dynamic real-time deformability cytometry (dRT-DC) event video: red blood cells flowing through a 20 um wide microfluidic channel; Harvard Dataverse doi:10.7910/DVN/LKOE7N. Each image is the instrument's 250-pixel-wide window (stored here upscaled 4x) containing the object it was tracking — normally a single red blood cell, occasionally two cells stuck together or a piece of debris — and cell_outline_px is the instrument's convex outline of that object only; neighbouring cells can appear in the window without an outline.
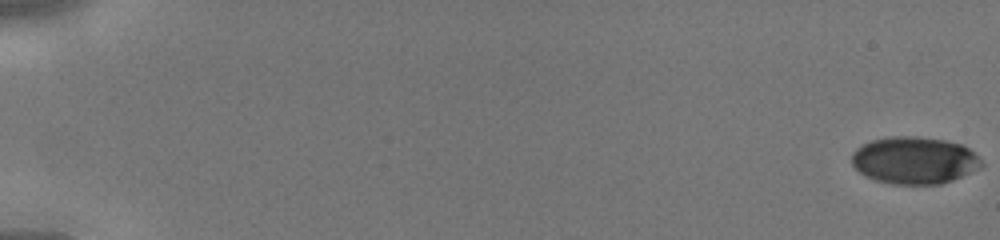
{"species": "human", "species_latin": "Homo sapiens", "temperature_condition": "cold", "stored_images_in_passage": 46, "camera_frame_rate_fps": 3000, "um_per_image_px": 0.085, "donor": {"sex": "male"}, "frame": {"image": 1, "passage_image": 1, "time_ms": 0.0, "image_size_px": [1000, 240], "cell_outline_px": [[984, 164], [980, 168], [952, 180], [940, 184], [892, 184], [876, 180], [864, 176], [852, 164], [852, 152], [856, 148], [872, 140], [888, 136], [916, 136], [944, 140], [960, 144], [968, 148]], "centroid_in_image_um": [77.69, 13.63], "position_along_channel_um": 7.3, "area_um2": 35.55}}
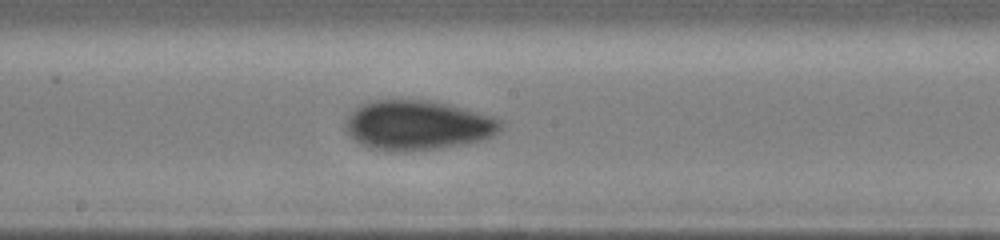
{"frame": {"image": 2, "passage_image": 27, "time_ms": 8.667, "image_size_px": [1000, 240], "cell_outline_px": [[504, 124], [492, 136], [484, 140], [464, 144], [440, 148], [404, 152], [396, 152], [368, 148], [360, 144], [348, 132], [344, 120], [360, 104], [372, 100], [432, 100], [464, 108], [492, 116], [504, 120]], "centroid_in_image_um": [35.51, 10.65], "position_along_channel_um": 212.7, "area_um2": 45.2}}
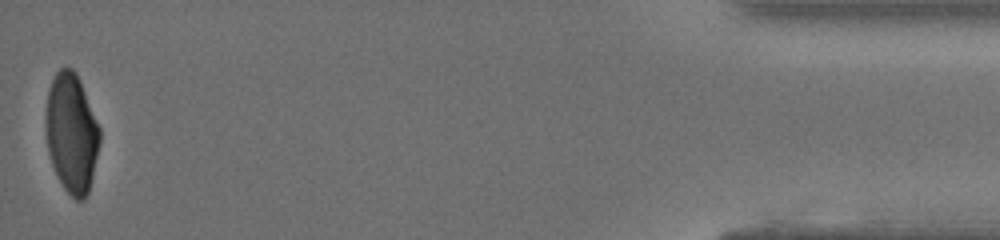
{"frame": {"image": 3, "passage_image": 46, "time_ms": 15.0, "image_size_px": [1000, 240], "cell_outline_px": [[100, 140], [92, 176], [88, 192], [84, 200], [76, 200], [64, 188], [52, 164], [48, 152], [44, 120], [48, 88], [56, 72], [60, 68], [72, 68], [76, 72], [80, 80], [100, 128]], "centroid_in_image_um": [6.06, 11.27], "position_along_channel_um": 429.1, "area_um2": 37.45}}